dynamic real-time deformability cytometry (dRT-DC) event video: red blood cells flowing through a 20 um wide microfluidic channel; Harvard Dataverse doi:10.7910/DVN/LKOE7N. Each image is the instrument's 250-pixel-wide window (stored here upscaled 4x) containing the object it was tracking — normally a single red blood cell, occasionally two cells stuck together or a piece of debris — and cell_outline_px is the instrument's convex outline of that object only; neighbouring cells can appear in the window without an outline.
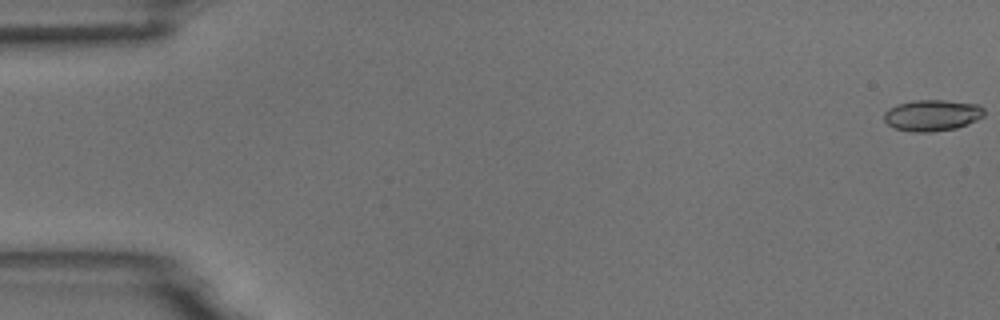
{"species": "common noctule bat (a hibernating species)", "species_latin": "Nyctalus noctula", "temperature_condition": "room temperature", "stored_images_in_passage": 8, "camera_frame_rate_fps": 3000, "um_per_image_px": 0.085, "animal": {"sex": "male", "body_mass_g": 18.8}, "frame": {"image": 1, "passage_image": 1, "time_ms": 0.0, "image_size_px": [1000, 320], "cell_outline_px": [[984, 116], [976, 120], [956, 128], [928, 132], [912, 132], [896, 128], [888, 124], [884, 120], [884, 112], [888, 108], [896, 104], [912, 100], [944, 100], [980, 104], [984, 108]], "centroid_in_image_um": [79.23, 9.78], "position_along_channel_um": 5.8, "area_um2": 18.32}}
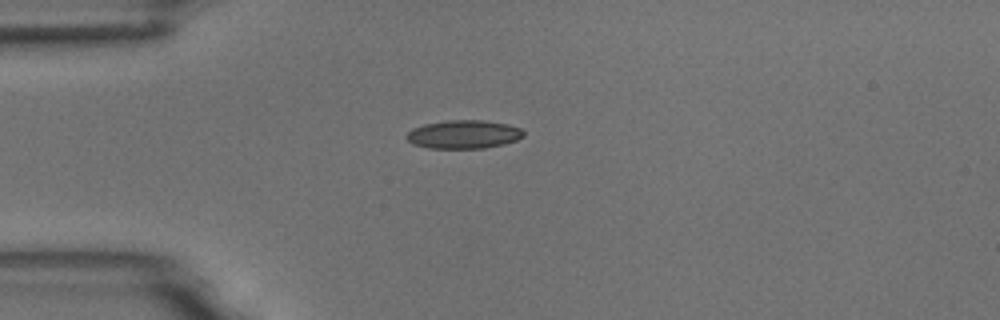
{"frame": {"image": 2, "passage_image": 5, "time_ms": 4.667, "image_size_px": [1000, 320], "cell_outline_px": [[524, 136], [516, 140], [504, 144], [484, 148], [428, 148], [412, 144], [404, 136], [412, 128], [424, 124], [448, 120], [484, 120], [508, 124], [520, 128], [524, 132]], "centroid_in_image_um": [39.39, 11.42], "position_along_channel_um": 45.6, "area_um2": 19.48}}